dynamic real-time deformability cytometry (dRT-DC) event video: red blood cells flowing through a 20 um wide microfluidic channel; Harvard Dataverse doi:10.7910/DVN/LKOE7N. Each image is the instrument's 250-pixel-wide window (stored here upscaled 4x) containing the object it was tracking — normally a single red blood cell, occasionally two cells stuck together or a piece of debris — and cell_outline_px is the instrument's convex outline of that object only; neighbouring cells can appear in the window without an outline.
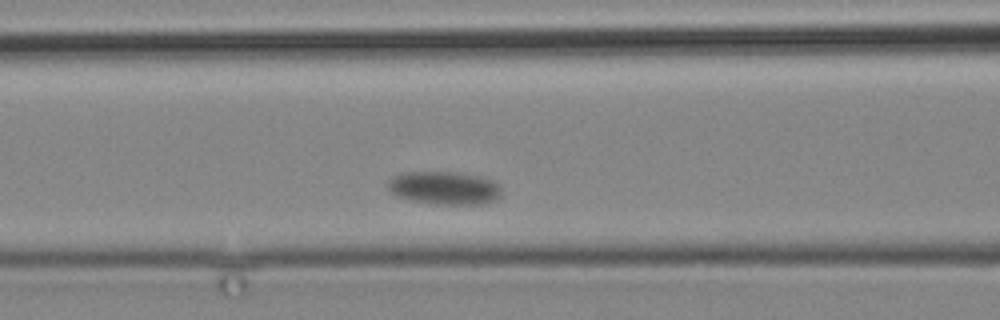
{"species": "common noctule bat (a hibernating species)", "species_latin": "Nyctalus noctula", "temperature_condition": "cold", "stored_images_in_passage": 3, "camera_frame_rate_fps": 3000, "um_per_image_px": 0.085, "animal": {"sex": "male", "body_mass_g": 19.2, "forearm_length_mm": 51.8}, "frame": {"image": 1, "passage_image": 3, "time_ms": 2.333, "image_size_px": [1000, 320], "cell_outline_px": [[500, 196], [496, 200], [484, 204], [436, 204], [412, 200], [396, 196], [388, 188], [388, 180], [396, 176], [408, 172], [456, 172], [480, 176], [492, 180], [500, 184]], "centroid_in_image_um": [37.81, 15.98], "position_along_channel_um": 128.8, "area_um2": 21.85}}